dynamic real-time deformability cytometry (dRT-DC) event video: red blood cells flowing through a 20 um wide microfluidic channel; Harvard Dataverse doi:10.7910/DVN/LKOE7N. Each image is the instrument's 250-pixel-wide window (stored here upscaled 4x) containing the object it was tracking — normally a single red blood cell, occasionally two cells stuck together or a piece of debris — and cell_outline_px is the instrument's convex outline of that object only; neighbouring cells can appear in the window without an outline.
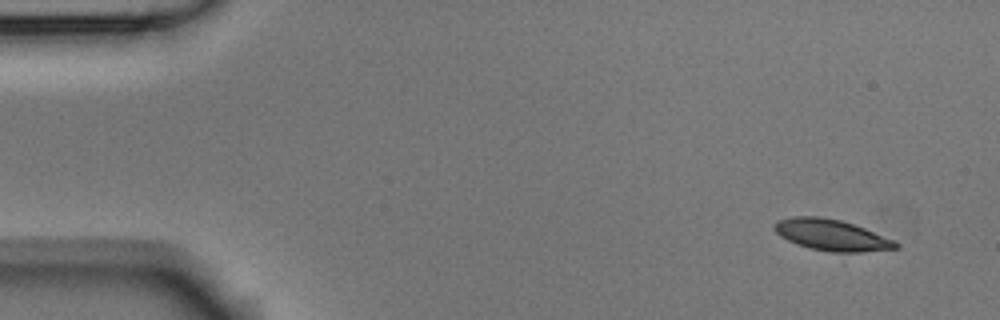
{"species": "Egyptian fruit bat (a non-hibernating species)", "species_latin": "Rousettus aegyptiacus", "temperature_condition": "room temperature", "stored_images_in_passage": 6, "camera_frame_rate_fps": 3000, "um_per_image_px": 0.085, "animal": {"sex": "male"}, "frame": {"image": 1, "passage_image": 1, "time_ms": 0.0, "image_size_px": [1000, 320], "cell_outline_px": [[900, 248], [860, 252], [832, 252], [808, 248], [796, 244], [780, 236], [772, 228], [772, 224], [776, 220], [792, 216], [820, 216], [840, 220], [864, 228], [896, 240], [900, 244]], "centroid_in_image_um": [70.66, 19.97], "position_along_channel_um": 14.3, "area_um2": 22.31}}
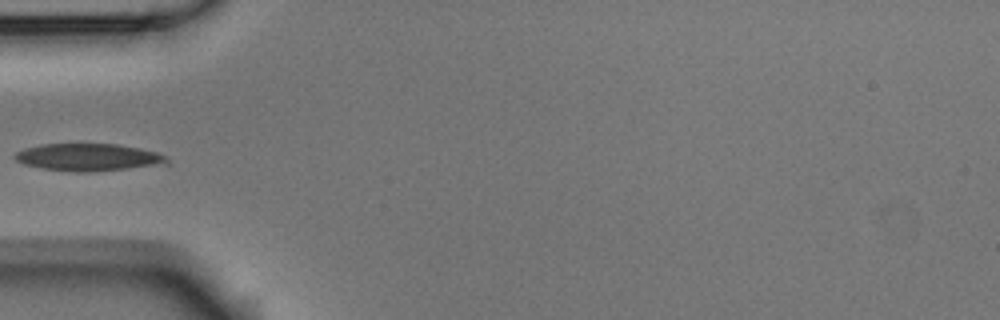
{"frame": {"image": 2, "passage_image": 5, "time_ms": 1.333, "image_size_px": [1000, 320], "cell_outline_px": [[168, 164], [92, 172], [76, 172], [40, 168], [24, 164], [16, 160], [12, 156], [16, 152], [24, 148], [40, 144], [116, 144], [140, 148], [156, 152], [164, 156], [168, 160]], "centroid_in_image_um": [7.47, 13.37], "position_along_channel_um": 77.5, "area_um2": 24.28}}
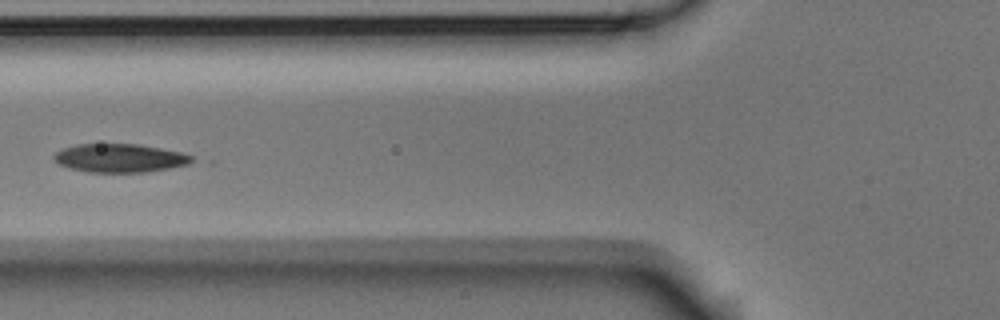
{"frame": {"image": 3, "passage_image": 6, "time_ms": 1.667, "image_size_px": [1000, 320], "cell_outline_px": [[200, 160], [188, 164], [148, 172], [88, 172], [68, 168], [52, 160], [52, 156], [56, 152], [64, 148], [76, 144], [140, 144], [180, 152], [192, 156]], "centroid_in_image_um": [10.19, 13.44], "position_along_channel_um": 115.6, "area_um2": 23.06}}